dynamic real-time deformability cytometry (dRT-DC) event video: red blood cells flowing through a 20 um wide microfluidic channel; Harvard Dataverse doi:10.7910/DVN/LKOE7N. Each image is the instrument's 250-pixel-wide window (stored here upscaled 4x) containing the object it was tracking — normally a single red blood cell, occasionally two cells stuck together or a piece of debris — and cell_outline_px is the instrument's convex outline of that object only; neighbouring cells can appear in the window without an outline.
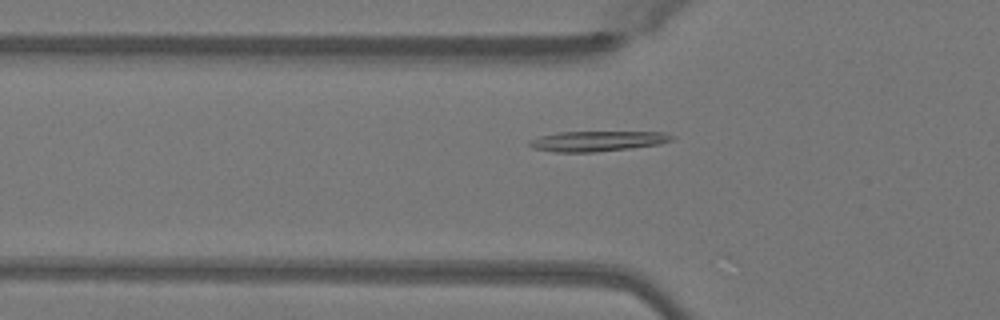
{"species": "Egyptian fruit bat (a non-hibernating species)", "species_latin": "Rousettus aegyptiacus", "temperature_condition": "warm", "stored_images_in_passage": 46, "camera_frame_rate_fps": 3000, "um_per_image_px": 0.085, "animal": {"sex": "female"}, "frame": {"image": 1, "passage_image": 13, "time_ms": 4.0, "image_size_px": [1000, 320], "cell_outline_px": [[676, 136], [672, 140], [660, 144], [632, 148], [596, 152], [556, 152], [532, 148], [528, 144], [528, 140], [540, 136], [556, 132], [664, 132]], "centroid_in_image_um": [50.77, 11.99], "position_along_channel_um": 75.0, "area_um2": 16.94}}
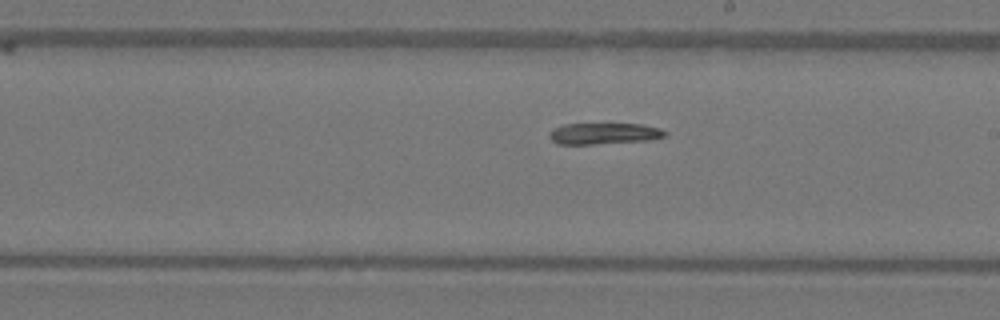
{"frame": {"image": 2, "passage_image": 25, "time_ms": 8.0, "image_size_px": [1000, 320], "cell_outline_px": [[668, 132], [664, 136], [648, 140], [592, 144], [556, 144], [548, 136], [552, 128], [564, 124], [644, 124], [660, 128]], "centroid_in_image_um": [51.31, 11.34], "position_along_channel_um": 237.7, "area_um2": 14.33}}
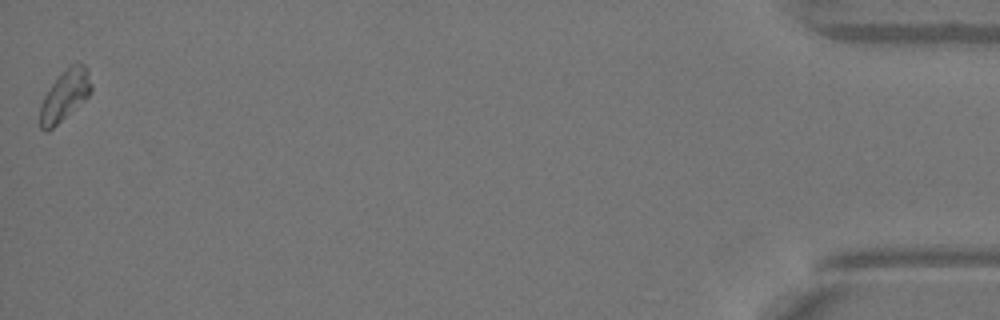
{"frame": {"image": 3, "passage_image": 46, "time_ms": 15.0, "image_size_px": [1000, 320], "cell_outline_px": [[92, 92], [84, 100], [48, 132], [44, 132], [40, 128], [40, 104], [44, 96], [52, 84], [76, 60], [80, 60], [88, 68], [92, 84]], "centroid_in_image_um": [5.53, 8.09], "position_along_channel_um": 429.7, "area_um2": 15.09}, "authors_computed_cell_mechanics": {"area_um2": 15.5193, "velocity_mm_per_s": 4.0598, "shape_relaxation_time_tau1_ms": 5.4916, "shape_relaxation_time_tau2_ms": null, "deformation_change_tau1": 0.1604, "deformation_change_tau2": null}}